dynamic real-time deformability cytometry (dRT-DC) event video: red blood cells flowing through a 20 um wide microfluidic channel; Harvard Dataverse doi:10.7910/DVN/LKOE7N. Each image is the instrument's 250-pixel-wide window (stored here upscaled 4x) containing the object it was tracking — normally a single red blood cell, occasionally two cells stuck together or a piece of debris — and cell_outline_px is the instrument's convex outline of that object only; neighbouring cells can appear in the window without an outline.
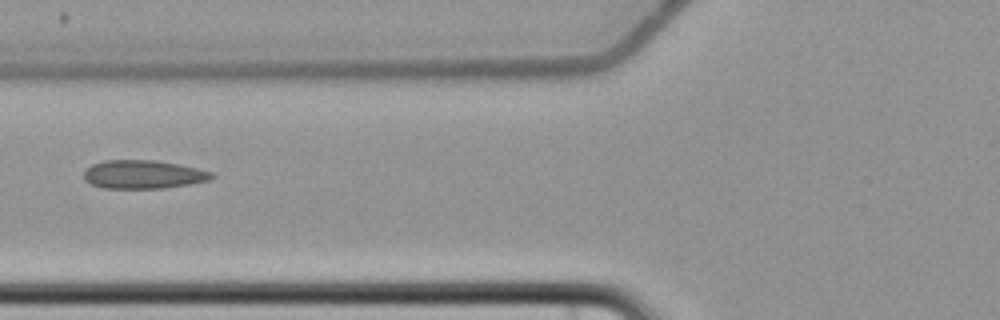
{"species": "common noctule bat (a hibernating species)", "species_latin": "Nyctalus noctula", "temperature_condition": "cold", "stored_images_in_passage": 4, "camera_frame_rate_fps": 3000, "um_per_image_px": 0.085, "animal": {"sex": "female", "body_mass_g": 22.7, "forearm_length_mm": 54.2}, "frame": {"image": 1, "passage_image": 4, "time_ms": 3.667, "image_size_px": [1000, 320], "cell_outline_px": [[216, 176], [208, 180], [188, 184], [164, 188], [104, 188], [92, 184], [84, 180], [84, 172], [92, 164], [104, 160], [156, 160], [196, 168], [212, 172]], "centroid_in_image_um": [12.16, 14.82], "position_along_channel_um": 113.6, "area_um2": 21.04}}